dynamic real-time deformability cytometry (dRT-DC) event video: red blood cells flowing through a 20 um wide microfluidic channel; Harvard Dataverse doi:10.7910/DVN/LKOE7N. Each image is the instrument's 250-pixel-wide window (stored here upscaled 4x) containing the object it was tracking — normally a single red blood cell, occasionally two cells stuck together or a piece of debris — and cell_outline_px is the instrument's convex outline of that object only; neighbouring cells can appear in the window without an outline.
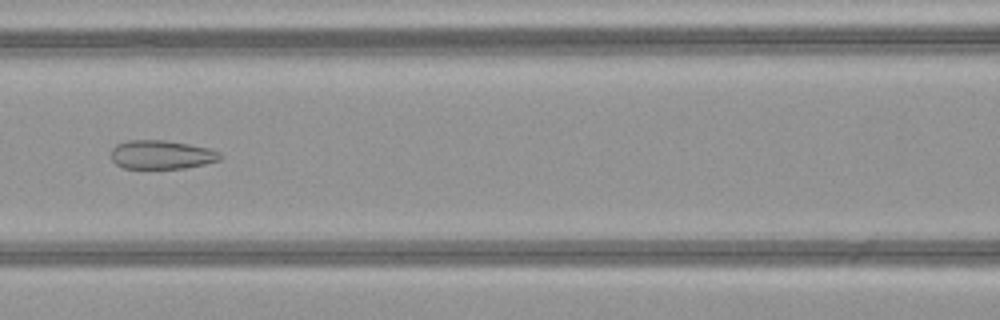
{"species": "common noctule bat (a hibernating species)", "species_latin": "Nyctalus noctula", "temperature_condition": "warm", "stored_images_in_passage": 48, "camera_frame_rate_fps": 3000, "um_per_image_px": 0.085, "animal": {"sex": "female", "body_mass_g": 21.9}, "frame": {"image": 1, "passage_image": 21, "time_ms": 6.667, "image_size_px": [1000, 320], "cell_outline_px": [[224, 156], [220, 160], [204, 164], [184, 168], [124, 168], [116, 164], [112, 160], [112, 148], [116, 144], [128, 140], [164, 140], [188, 144], [208, 148], [220, 152]], "centroid_in_image_um": [13.74, 13.14], "position_along_channel_um": 152.9, "area_um2": 18.26}}
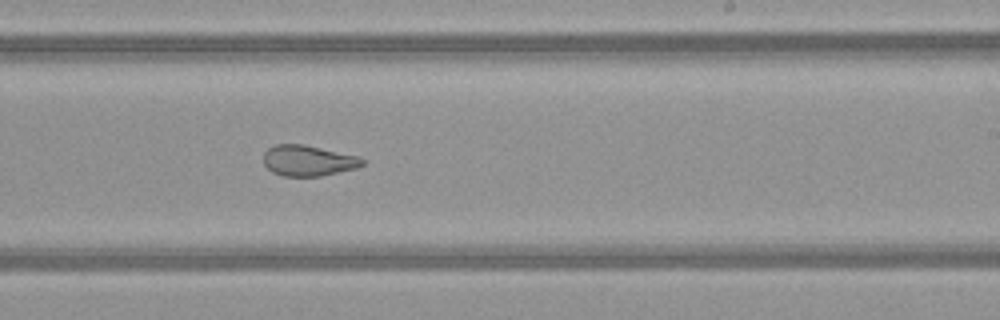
{"frame": {"image": 2, "passage_image": 29, "time_ms": 9.333, "image_size_px": [1000, 320], "cell_outline_px": [[364, 164], [356, 168], [320, 176], [284, 176], [272, 172], [264, 164], [264, 152], [268, 148], [276, 144], [304, 144], [360, 156], [364, 160]], "centroid_in_image_um": [26.2, 13.64], "position_along_channel_um": 262.8, "area_um2": 17.74}}
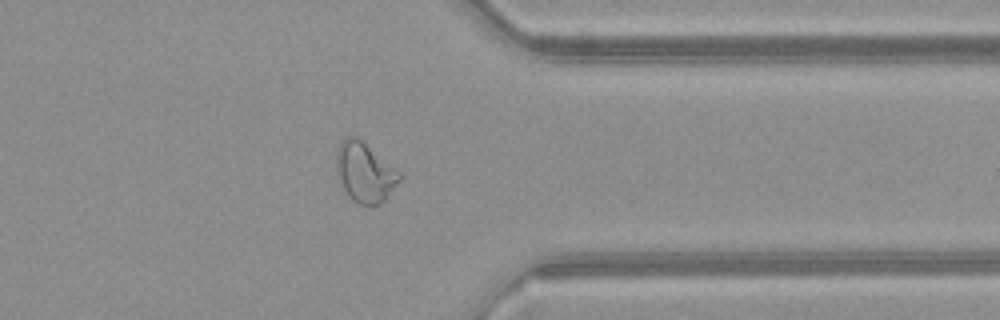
{"frame": {"image": 3, "passage_image": 38, "time_ms": 12.333, "image_size_px": [1000, 320], "cell_outline_px": [[404, 176], [384, 200], [380, 204], [368, 208], [352, 200], [348, 196], [344, 188], [336, 168], [336, 148], [344, 136], [356, 136], [400, 172]], "centroid_in_image_um": [31.01, 14.66], "position_along_channel_um": 380.4, "area_um2": 22.02}, "authors_computed_cell_mechanics": {"area_um2": 24.3627, "velocity_mm_per_s": 4.1228, "shape_relaxation_time_tau1_ms": null, "shape_relaxation_time_tau2_ms": 1.3174, "deformation_change_tau1": null, "deformation_change_tau2": 0.0823}}